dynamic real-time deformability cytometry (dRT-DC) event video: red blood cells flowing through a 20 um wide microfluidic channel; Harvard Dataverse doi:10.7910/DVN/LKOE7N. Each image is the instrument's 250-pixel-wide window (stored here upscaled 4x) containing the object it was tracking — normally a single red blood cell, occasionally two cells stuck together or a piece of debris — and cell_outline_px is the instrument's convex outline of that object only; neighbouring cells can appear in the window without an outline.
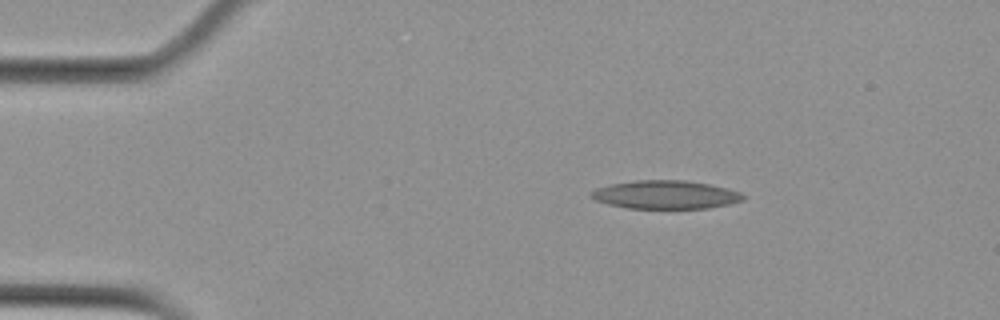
{"species": "Egyptian fruit bat (a non-hibernating species)", "species_latin": "Rousettus aegyptiacus", "temperature_condition": "cold", "stored_images_in_passage": 4, "camera_frame_rate_fps": 3000, "um_per_image_px": 0.085, "animal": {"sex": "female"}, "frame": {"image": 1, "passage_image": 2, "time_ms": 1.333, "image_size_px": [1000, 320], "cell_outline_px": [[744, 200], [728, 204], [708, 208], [628, 208], [608, 204], [596, 200], [588, 196], [588, 192], [596, 188], [612, 184], [636, 180], [684, 180], [708, 184], [728, 188], [740, 192], [744, 196]], "centroid_in_image_um": [56.54, 16.54], "position_along_channel_um": 28.5, "area_um2": 25.09}}
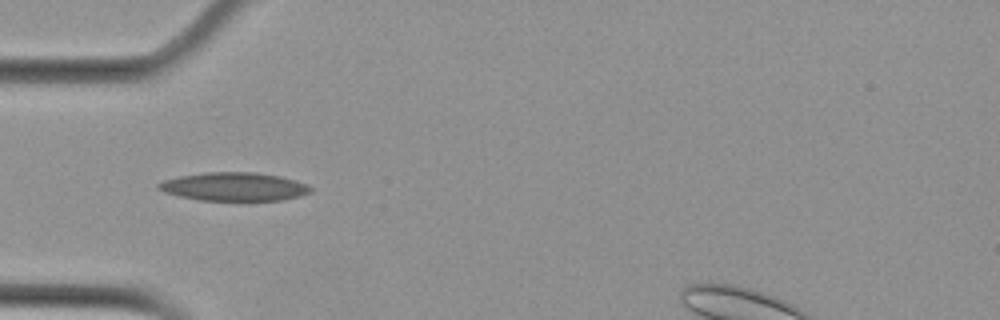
{"frame": {"image": 2, "passage_image": 4, "time_ms": 4.0, "image_size_px": [1000, 320], "cell_outline_px": [[312, 192], [300, 196], [280, 200], [200, 200], [180, 196], [164, 192], [156, 188], [156, 184], [164, 180], [180, 176], [204, 172], [256, 172], [280, 176], [308, 184], [312, 188]], "centroid_in_image_um": [19.9, 15.86], "position_along_channel_um": 65.1, "area_um2": 25.2}}